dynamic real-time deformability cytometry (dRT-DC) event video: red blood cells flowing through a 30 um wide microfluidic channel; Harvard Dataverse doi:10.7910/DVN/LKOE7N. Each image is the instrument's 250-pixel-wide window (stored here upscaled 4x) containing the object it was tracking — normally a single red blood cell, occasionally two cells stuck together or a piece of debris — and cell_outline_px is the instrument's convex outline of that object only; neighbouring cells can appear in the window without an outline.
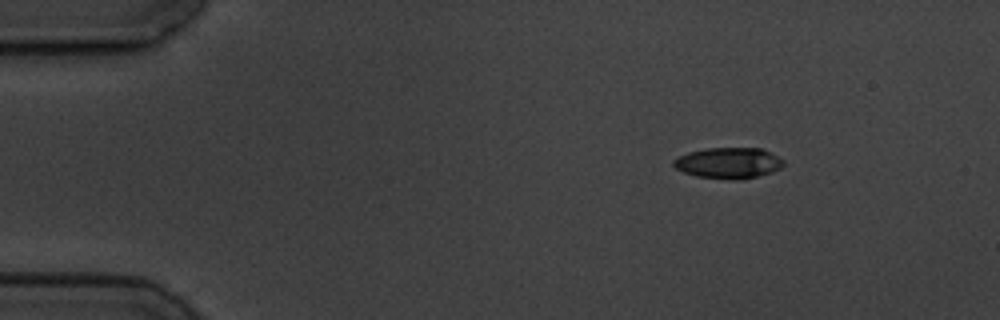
{"species": "common noctule bat (a hibernating species)", "species_latin": "Nyctalus noctula", "temperature_condition": "cold", "stored_images_in_passage": 5, "camera_frame_rate_fps": 3000, "um_per_image_px": 0.085, "animal": {"sex": "male", "body_mass_g": 19.5, "forearm_length_mm": 54.6}, "frame": {"image": 1, "passage_image": 2, "time_ms": 1.0, "image_size_px": [1000, 320], "cell_outline_px": [[784, 164], [780, 168], [772, 172], [740, 180], [736, 180], [696, 176], [684, 172], [676, 168], [672, 164], [672, 160], [688, 152], [708, 148], [760, 148], [784, 160]], "centroid_in_image_um": [61.9, 13.85], "position_along_channel_um": 23.1, "area_um2": 19.65}}
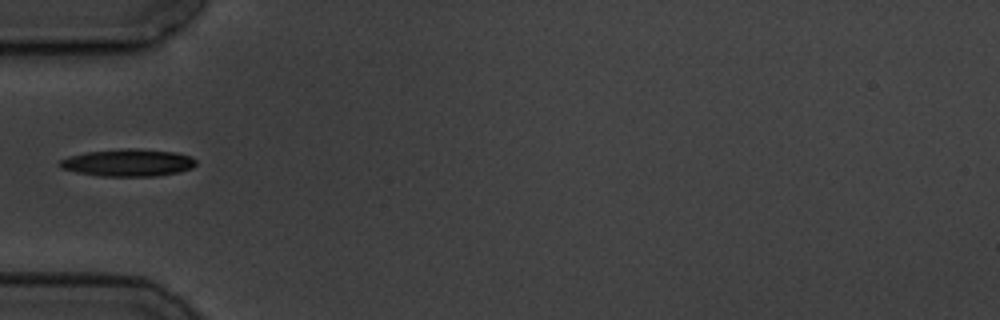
{"frame": {"image": 2, "passage_image": 5, "time_ms": 4.667, "image_size_px": [1000, 320], "cell_outline_px": [[196, 164], [192, 168], [180, 172], [156, 176], [100, 176], [76, 172], [60, 168], [56, 164], [60, 160], [68, 156], [88, 152], [124, 148], [136, 148], [176, 152], [192, 156], [196, 160]], "centroid_in_image_um": [10.89, 13.83], "position_along_channel_um": 74.1, "area_um2": 21.91}}